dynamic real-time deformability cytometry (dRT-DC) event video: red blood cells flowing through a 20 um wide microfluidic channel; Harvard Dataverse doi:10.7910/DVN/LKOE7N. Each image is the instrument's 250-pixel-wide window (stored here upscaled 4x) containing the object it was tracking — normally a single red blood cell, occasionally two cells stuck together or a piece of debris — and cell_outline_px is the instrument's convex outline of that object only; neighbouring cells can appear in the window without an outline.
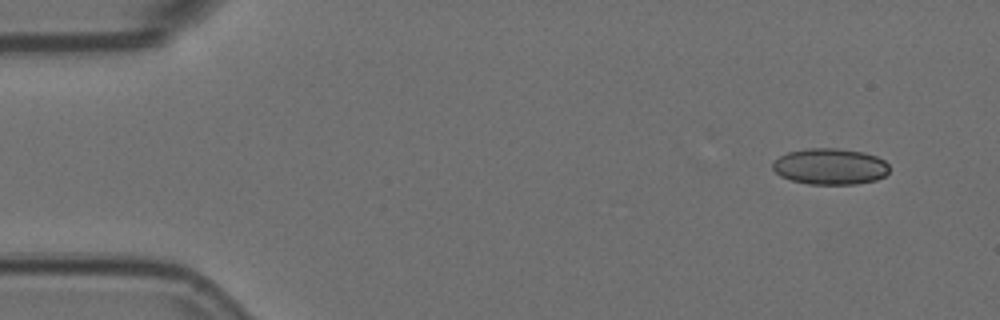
{"species": "Egyptian fruit bat (a non-hibernating species)", "species_latin": "Rousettus aegyptiacus", "temperature_condition": "room temperature", "stored_images_in_passage": 14, "camera_frame_rate_fps": 3000, "um_per_image_px": 0.085, "animal": {"sex": "female"}, "frame": {"image": 1, "passage_image": 1, "time_ms": 0.0, "image_size_px": [1000, 320], "cell_outline_px": [[888, 172], [884, 176], [876, 180], [856, 184], [808, 184], [792, 180], [780, 176], [772, 168], [772, 160], [788, 152], [804, 148], [836, 148], [864, 152], [876, 156], [884, 160], [888, 164]], "centroid_in_image_um": [70.54, 14.14], "position_along_channel_um": 14.5, "area_um2": 24.74}}
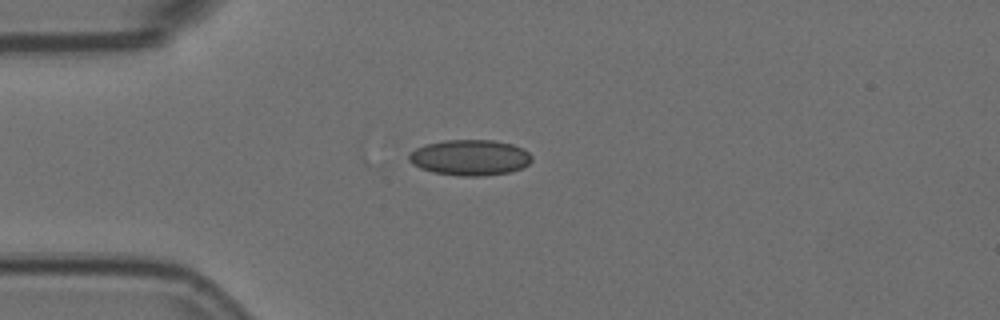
{"frame": {"image": 2, "passage_image": 11, "time_ms": 3.333, "image_size_px": [1000, 320], "cell_outline_px": [[532, 160], [528, 164], [520, 168], [508, 172], [480, 176], [460, 176], [432, 172], [420, 168], [412, 164], [408, 160], [408, 156], [416, 148], [424, 144], [444, 140], [492, 140], [512, 144], [524, 148], [532, 156]], "centroid_in_image_um": [39.93, 13.38], "position_along_channel_um": 45.1, "area_um2": 25.61}}